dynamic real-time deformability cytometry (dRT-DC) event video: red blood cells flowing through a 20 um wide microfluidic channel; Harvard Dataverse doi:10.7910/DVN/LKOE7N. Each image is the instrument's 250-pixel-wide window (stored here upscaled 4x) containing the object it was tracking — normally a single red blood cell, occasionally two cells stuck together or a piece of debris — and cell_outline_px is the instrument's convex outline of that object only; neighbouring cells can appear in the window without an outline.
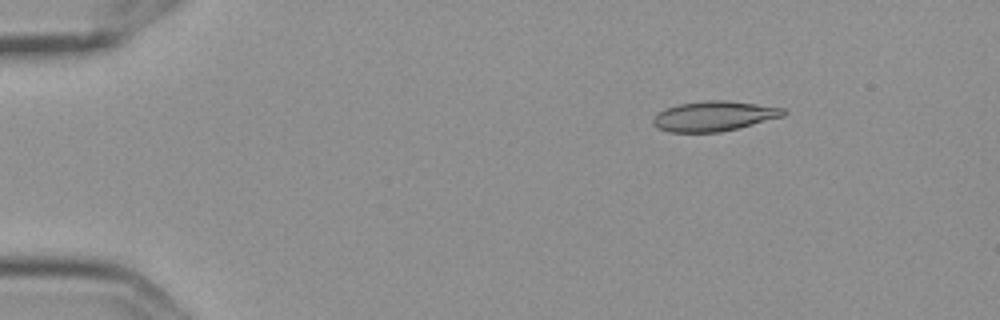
{"species": "Egyptian fruit bat (a non-hibernating species)", "species_latin": "Rousettus aegyptiacus", "temperature_condition": "cold", "stored_images_in_passage": 7, "camera_frame_rate_fps": 3000, "um_per_image_px": 0.085, "frame": {"image": 1, "passage_image": 2, "time_ms": 0.333, "image_size_px": [1000, 320], "cell_outline_px": [[788, 112], [784, 116], [720, 132], [668, 132], [652, 124], [652, 120], [664, 108], [680, 104], [704, 100], [728, 100], [784, 108]], "centroid_in_image_um": [60.69, 9.86], "position_along_channel_um": 24.3, "area_um2": 22.6}}
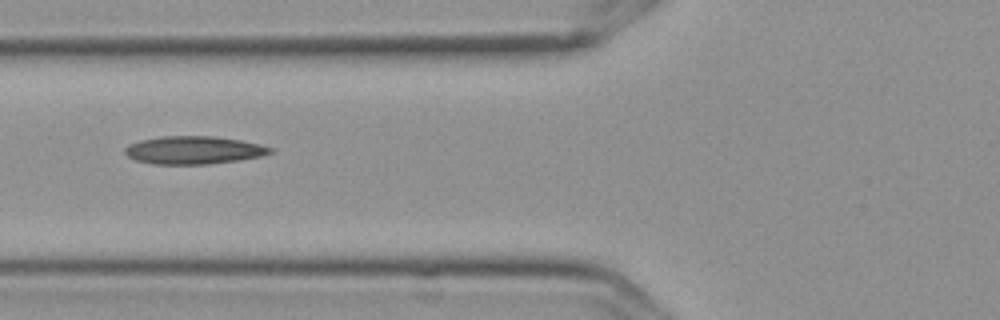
{"frame": {"image": 2, "passage_image": 6, "time_ms": 1.667, "image_size_px": [1000, 320], "cell_outline_px": [[272, 152], [260, 156], [240, 160], [208, 164], [152, 164], [136, 160], [128, 156], [124, 152], [124, 148], [128, 144], [140, 140], [160, 136], [212, 136], [240, 140], [260, 144], [272, 148]], "centroid_in_image_um": [16.43, 12.76], "position_along_channel_um": 109.4, "area_um2": 23.64}}
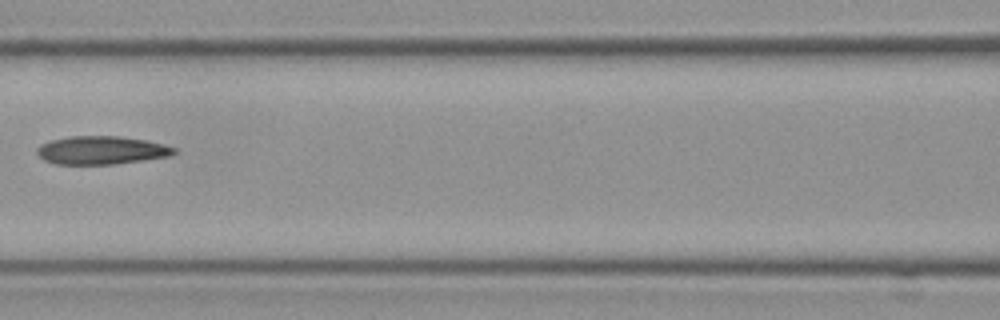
{"frame": {"image": 3, "passage_image": 7, "time_ms": 2.0, "image_size_px": [1000, 320], "cell_outline_px": [[176, 152], [168, 156], [116, 164], [56, 164], [44, 160], [36, 152], [36, 148], [40, 144], [52, 140], [72, 136], [116, 136], [144, 140], [176, 148]], "centroid_in_image_um": [8.57, 12.77], "position_along_channel_um": 158.0, "area_um2": 22.25}}